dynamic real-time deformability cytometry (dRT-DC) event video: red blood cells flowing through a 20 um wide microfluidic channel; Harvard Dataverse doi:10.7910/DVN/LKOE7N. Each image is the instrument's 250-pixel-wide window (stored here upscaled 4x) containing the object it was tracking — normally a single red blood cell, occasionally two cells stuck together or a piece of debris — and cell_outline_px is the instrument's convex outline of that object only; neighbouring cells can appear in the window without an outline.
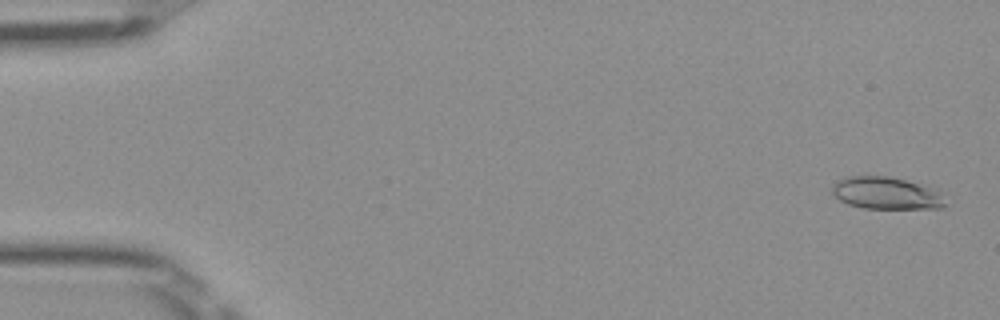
{"species": "Egyptian fruit bat (a non-hibernating species)", "species_latin": "Rousettus aegyptiacus", "temperature_condition": "room temperature", "stored_images_in_passage": 51, "camera_frame_rate_fps": 3000, "um_per_image_px": 0.085, "frame": {"image": 1, "passage_image": 2, "time_ms": 0.333, "image_size_px": [1000, 320], "cell_outline_px": [[944, 208], [864, 208], [848, 204], [840, 200], [832, 192], [832, 184], [836, 180], [844, 176], [888, 176], [940, 188], [944, 204]], "centroid_in_image_um": [75.34, 16.4], "position_along_channel_um": 9.7, "area_um2": 21.5}}
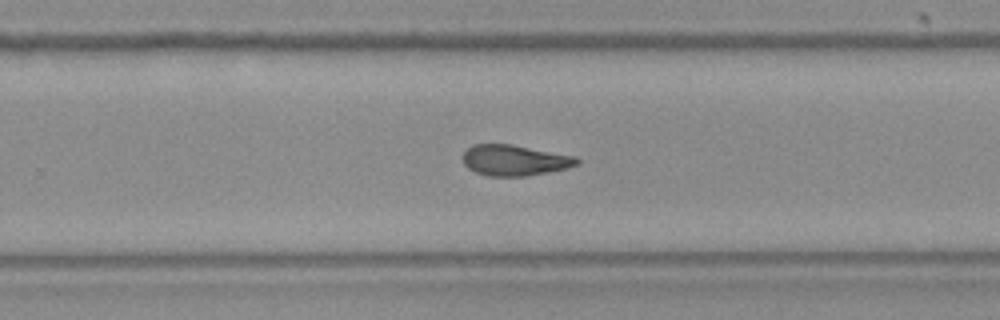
{"frame": {"image": 2, "passage_image": 33, "time_ms": 10.667, "image_size_px": [1000, 320], "cell_outline_px": [[580, 164], [568, 168], [528, 176], [488, 176], [476, 172], [468, 168], [464, 164], [464, 152], [472, 144], [512, 144], [576, 156], [580, 160]], "centroid_in_image_um": [43.78, 13.62], "position_along_channel_um": 286.0, "area_um2": 20.58}}
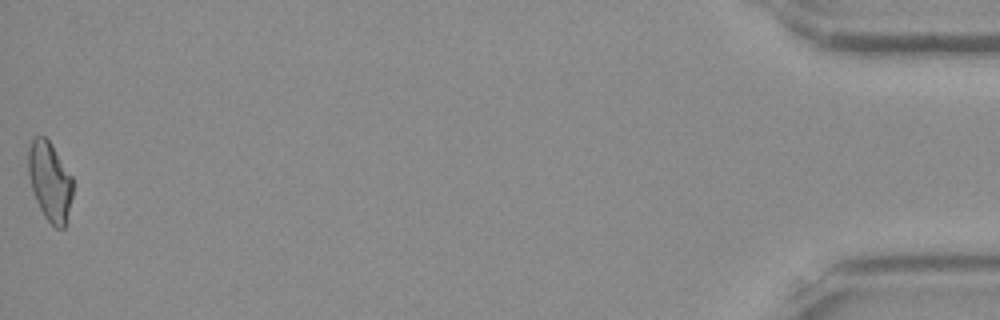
{"frame": {"image": 3, "passage_image": 51, "time_ms": 16.667, "image_size_px": [1000, 320], "cell_outline_px": [[72, 196], [64, 228], [56, 228], [44, 216], [36, 200], [32, 188], [28, 172], [28, 148], [32, 140], [36, 136], [44, 136], [48, 140], [72, 176]], "centroid_in_image_um": [4.23, 15.41], "position_along_channel_um": 431.0, "area_um2": 20.11}, "authors_computed_cell_mechanics": {"area_um2": 20.8658, "velocity_mm_per_s": 4.0156, "shape_relaxation_time_tau1_ms": null, "shape_relaxation_time_tau2_ms": 4.8106, "deformation_change_tau1": null, "deformation_change_tau2": 0.1273}}